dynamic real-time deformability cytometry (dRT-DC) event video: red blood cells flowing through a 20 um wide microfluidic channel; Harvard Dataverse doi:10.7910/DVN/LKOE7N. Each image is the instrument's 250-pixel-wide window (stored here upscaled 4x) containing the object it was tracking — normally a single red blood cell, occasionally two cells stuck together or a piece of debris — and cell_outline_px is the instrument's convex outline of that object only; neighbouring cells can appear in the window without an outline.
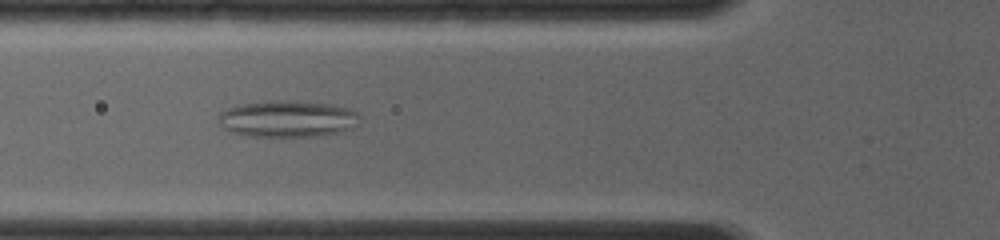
{"species": "common noctule bat (a hibernating species)", "species_latin": "Nyctalus noctula", "temperature_condition": "room temperature", "stored_images_in_passage": 16, "camera_frame_rate_fps": 4000, "um_per_image_px": 0.085, "animal": {"sex": "female", "body_mass_g": 19.0, "forearm_length_mm": 56.7}, "frame": {"image": 1, "passage_image": 2, "time_ms": 0.75, "image_size_px": [1000, 240], "cell_outline_px": [[360, 116], [356, 124], [352, 128], [340, 132], [316, 136], [248, 136], [232, 132], [224, 128], [220, 124], [220, 112], [228, 108], [244, 104], [272, 100], [296, 100], [332, 104], [356, 112]], "centroid_in_image_um": [24.45, 10.09], "position_along_channel_um": 101.3, "area_um2": 29.94}}
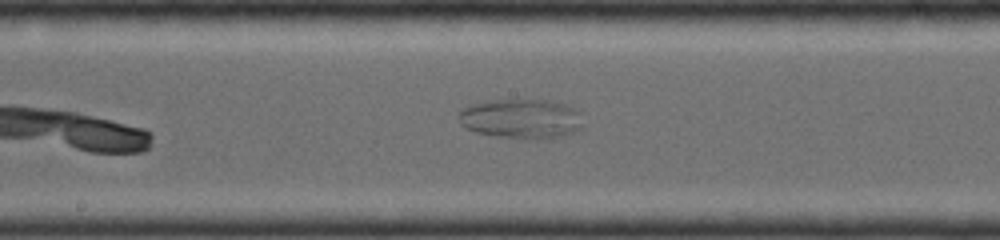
{"frame": {"image": 2, "passage_image": 6, "time_ms": 3.25, "image_size_px": [1000, 240], "cell_outline_px": [[584, 128], [552, 140], [524, 140], [496, 136], [476, 132], [464, 128], [460, 124], [460, 112], [464, 108], [484, 100], [548, 100], [564, 104], [572, 108], [576, 112]], "centroid_in_image_um": [44.3, 10.13], "position_along_channel_um": 203.9, "area_um2": 29.02}}
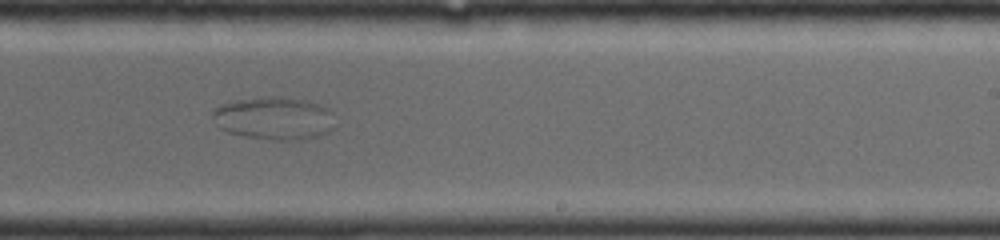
{"frame": {"image": 3, "passage_image": 8, "time_ms": 4.75, "image_size_px": [1000, 240], "cell_outline_px": [[336, 128], [320, 136], [296, 140], [276, 140], [244, 136], [228, 132], [220, 128], [216, 124], [212, 116], [212, 112], [220, 104], [236, 100], [272, 96], [280, 96], [308, 100], [328, 108], [332, 112]], "centroid_in_image_um": [23.34, 10.05], "position_along_channel_um": 265.7, "area_um2": 30.87}}